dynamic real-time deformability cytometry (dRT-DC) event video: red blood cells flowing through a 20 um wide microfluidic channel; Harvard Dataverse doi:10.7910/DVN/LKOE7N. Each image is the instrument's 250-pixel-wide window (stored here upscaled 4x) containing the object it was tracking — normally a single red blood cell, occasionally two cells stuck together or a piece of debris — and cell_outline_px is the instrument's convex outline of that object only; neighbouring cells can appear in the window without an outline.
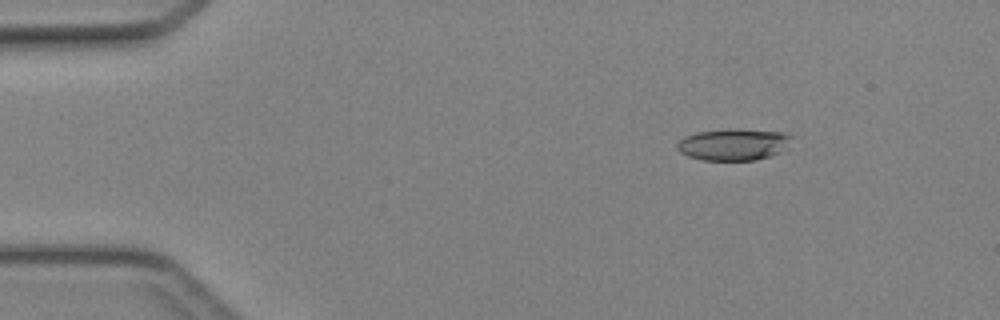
{"species": "Egyptian fruit bat (a non-hibernating species)", "species_latin": "Rousettus aegyptiacus", "temperature_condition": "cold", "stored_images_in_passage": 3, "camera_frame_rate_fps": 3000, "um_per_image_px": 0.085, "animal": {"sex": "female"}, "frame": {"image": 1, "passage_image": 1, "time_ms": 0.0, "image_size_px": [1000, 320], "cell_outline_px": [[792, 136], [780, 152], [772, 156], [756, 160], [700, 160], [688, 156], [680, 152], [676, 148], [676, 144], [684, 136], [696, 132], [736, 128], [740, 128], [784, 132]], "centroid_in_image_um": [62.31, 12.27], "position_along_channel_um": 22.7, "area_um2": 21.27}}
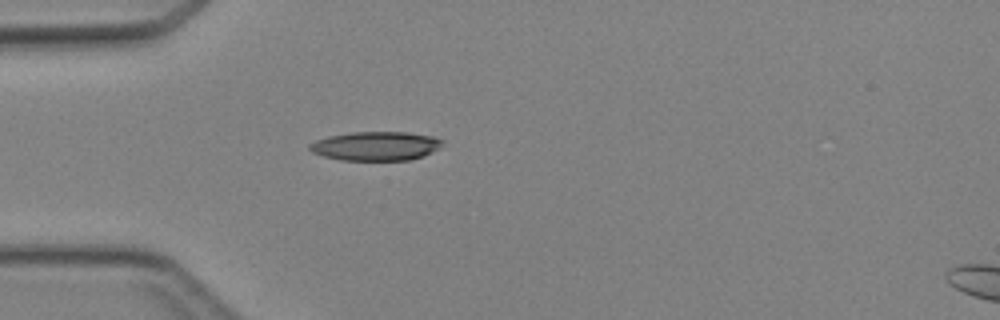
{"frame": {"image": 2, "passage_image": 3, "time_ms": 2.333, "image_size_px": [1000, 320], "cell_outline_px": [[444, 144], [440, 148], [424, 156], [408, 160], [340, 160], [324, 156], [312, 152], [308, 148], [308, 144], [316, 140], [328, 136], [352, 132], [408, 132], [432, 136], [444, 140]], "centroid_in_image_um": [31.96, 12.41], "position_along_channel_um": 53.0, "area_um2": 22.6}}